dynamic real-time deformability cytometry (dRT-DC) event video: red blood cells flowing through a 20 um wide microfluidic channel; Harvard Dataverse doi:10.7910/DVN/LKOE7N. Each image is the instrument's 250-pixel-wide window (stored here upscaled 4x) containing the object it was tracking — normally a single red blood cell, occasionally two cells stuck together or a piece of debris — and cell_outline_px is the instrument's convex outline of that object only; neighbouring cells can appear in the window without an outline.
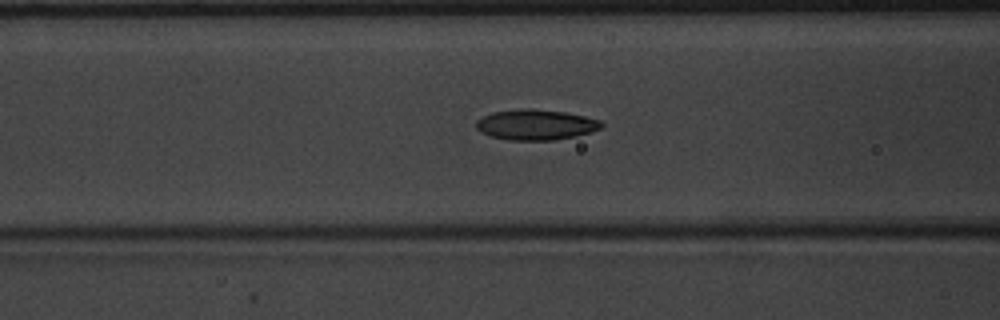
{"species": "common noctule bat (a hibernating species)", "species_latin": "Nyctalus noctula", "temperature_condition": "warm", "stored_images_in_passage": 52, "camera_frame_rate_fps": 3000, "um_per_image_px": 0.085, "animal": {"sex": "male", "body_mass_g": 20.1, "forearm_length_mm": 53.5}, "frame": {"image": 1, "passage_image": 22, "time_ms": 7.0, "image_size_px": [1000, 320], "cell_outline_px": [[604, 124], [600, 128], [576, 136], [556, 140], [508, 140], [492, 136], [480, 132], [476, 128], [476, 120], [492, 112], [528, 108], [564, 112], [584, 116], [600, 120]], "centroid_in_image_um": [45.52, 10.6], "position_along_channel_um": 121.1, "area_um2": 22.08}}
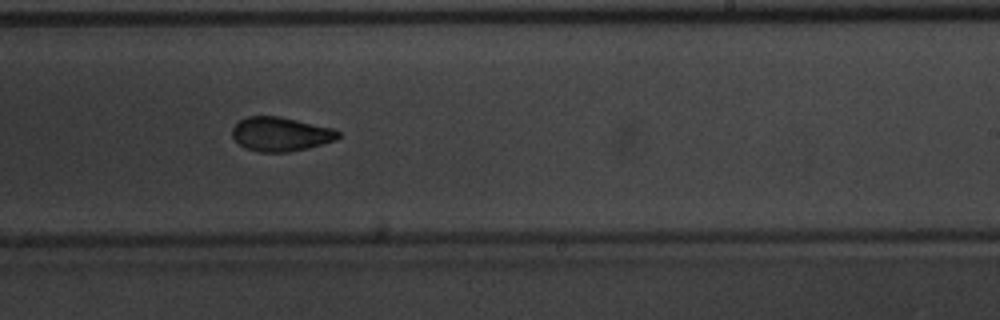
{"frame": {"image": 2, "passage_image": 33, "time_ms": 10.667, "image_size_px": [1000, 320], "cell_outline_px": [[340, 136], [336, 140], [308, 148], [288, 152], [260, 152], [248, 148], [240, 144], [232, 136], [232, 128], [240, 120], [248, 116], [280, 116], [332, 128], [340, 132]], "centroid_in_image_um": [23.87, 11.39], "position_along_channel_um": 265.1, "area_um2": 20.92}}
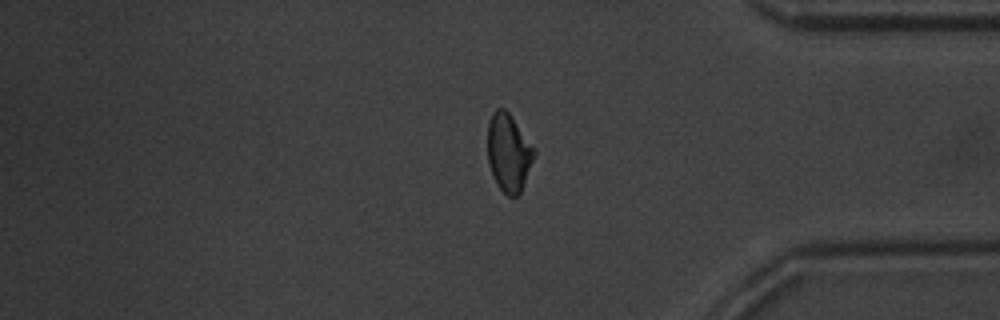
{"frame": {"image": 3, "passage_image": 44, "time_ms": 14.333, "image_size_px": [1000, 320], "cell_outline_px": [[536, 156], [520, 192], [516, 196], [508, 196], [496, 184], [488, 164], [488, 124], [492, 112], [496, 108], [504, 108], [508, 112], [536, 148]], "centroid_in_image_um": [43.25, 12.96], "position_along_channel_um": 392.0, "area_um2": 21.27}, "authors_computed_cell_mechanics": {"area_um2": 21.2415, "velocity_mm_per_s": 3.9289, "shape_relaxation_time_tau1_ms": 4.7403, "shape_relaxation_time_tau2_ms": 1.7461, "deformation_change_tau1": 0.1735, "deformation_change_tau2": 0.0749}}